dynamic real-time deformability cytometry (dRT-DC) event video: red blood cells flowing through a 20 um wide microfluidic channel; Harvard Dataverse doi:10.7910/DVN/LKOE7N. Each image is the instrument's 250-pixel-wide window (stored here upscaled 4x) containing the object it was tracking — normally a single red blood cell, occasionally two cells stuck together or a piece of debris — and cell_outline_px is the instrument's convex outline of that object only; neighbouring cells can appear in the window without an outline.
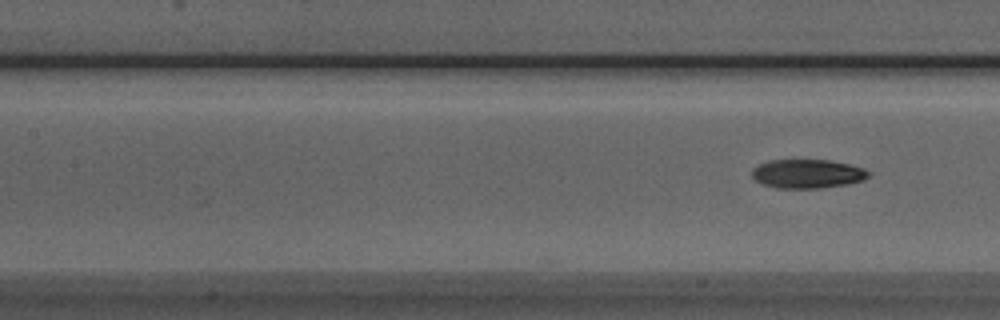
{"species": "Egyptian fruit bat (a non-hibernating species)", "species_latin": "Rousettus aegyptiacus", "temperature_condition": "room temperature", "stored_images_in_passage": 12, "camera_frame_rate_fps": 3000, "um_per_image_px": 0.085, "animal": {"sex": "male"}, "frame": {"image": 1, "passage_image": 12, "time_ms": 3.667, "image_size_px": [1000, 320], "cell_outline_px": [[872, 172], [864, 180], [848, 184], [820, 188], [776, 188], [764, 184], [756, 180], [752, 176], [752, 168], [756, 164], [768, 160], [832, 160], [864, 168]], "centroid_in_image_um": [68.63, 14.76], "position_along_channel_um": 138.8, "area_um2": 19.83}}